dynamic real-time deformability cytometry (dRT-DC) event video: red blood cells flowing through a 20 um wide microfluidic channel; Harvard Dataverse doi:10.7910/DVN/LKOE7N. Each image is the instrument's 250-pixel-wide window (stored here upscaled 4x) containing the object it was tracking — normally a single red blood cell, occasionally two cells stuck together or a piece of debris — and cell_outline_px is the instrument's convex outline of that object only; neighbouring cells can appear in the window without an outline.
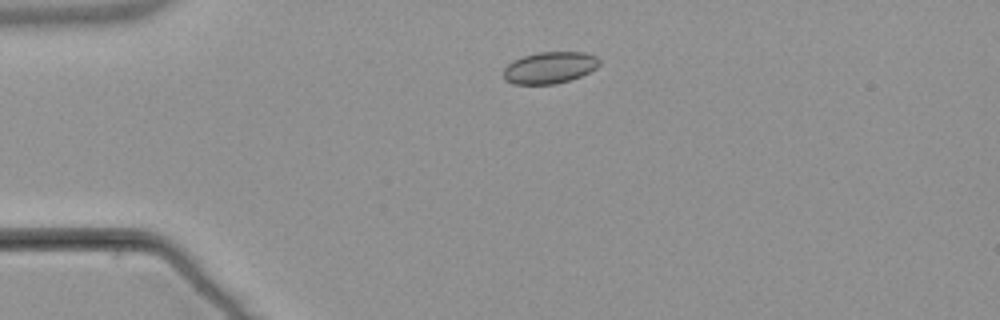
{"species": "common noctule bat (a hibernating species)", "species_latin": "Nyctalus noctula", "temperature_condition": "warm", "stored_images_in_passage": 42, "camera_frame_rate_fps": 3000, "um_per_image_px": 0.085, "animal": {"sex": "male", "body_mass_g": 21.5, "forearm_length_mm": 52.0}, "frame": {"image": 1, "passage_image": 1, "time_ms": 0.0, "image_size_px": [1000, 320], "cell_outline_px": [[600, 64], [596, 68], [580, 76], [568, 80], [552, 84], [512, 84], [504, 80], [504, 68], [512, 60], [536, 52], [584, 52], [596, 56], [600, 60]], "centroid_in_image_um": [46.7, 5.74], "position_along_channel_um": 38.3, "area_um2": 17.69}}
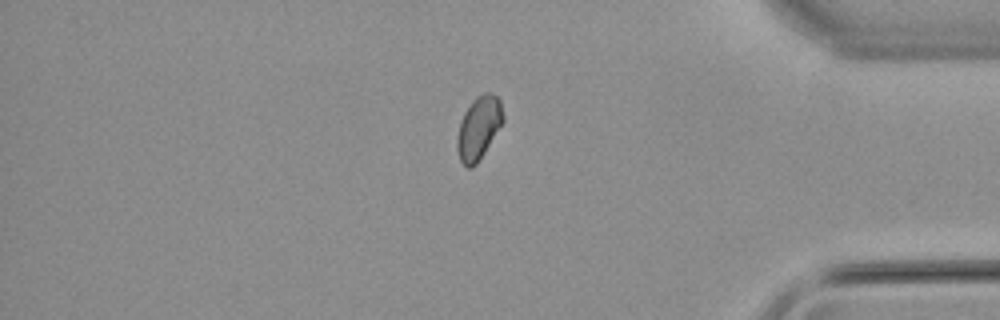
{"frame": {"image": 2, "passage_image": 34, "time_ms": 11.0, "image_size_px": [1000, 320], "cell_outline_px": [[504, 120], [484, 152], [476, 164], [472, 168], [468, 168], [460, 160], [456, 148], [456, 136], [460, 120], [464, 112], [472, 100], [476, 96], [484, 92], [492, 92], [500, 100], [504, 116]], "centroid_in_image_um": [40.67, 10.84], "position_along_channel_um": 394.5, "area_um2": 16.94}}
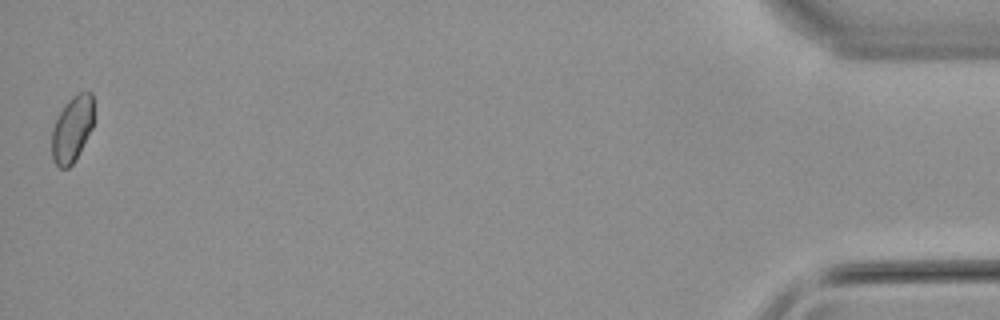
{"frame": {"image": 3, "passage_image": 42, "time_ms": 13.667, "image_size_px": [1000, 320], "cell_outline_px": [[92, 128], [72, 164], [68, 168], [60, 168], [52, 160], [52, 128], [64, 104], [76, 92], [92, 92]], "centroid_in_image_um": [6.1, 10.95], "position_along_channel_um": 429.1, "area_um2": 15.9}, "authors_computed_cell_mechanics": {"area_um2": 16.9065, "velocity_mm_per_s": 3.8032, "shape_relaxation_time_tau1_ms": null, "shape_relaxation_time_tau2_ms": 2.9527, "deformation_change_tau1": null, "deformation_change_tau2": 0.0535}}